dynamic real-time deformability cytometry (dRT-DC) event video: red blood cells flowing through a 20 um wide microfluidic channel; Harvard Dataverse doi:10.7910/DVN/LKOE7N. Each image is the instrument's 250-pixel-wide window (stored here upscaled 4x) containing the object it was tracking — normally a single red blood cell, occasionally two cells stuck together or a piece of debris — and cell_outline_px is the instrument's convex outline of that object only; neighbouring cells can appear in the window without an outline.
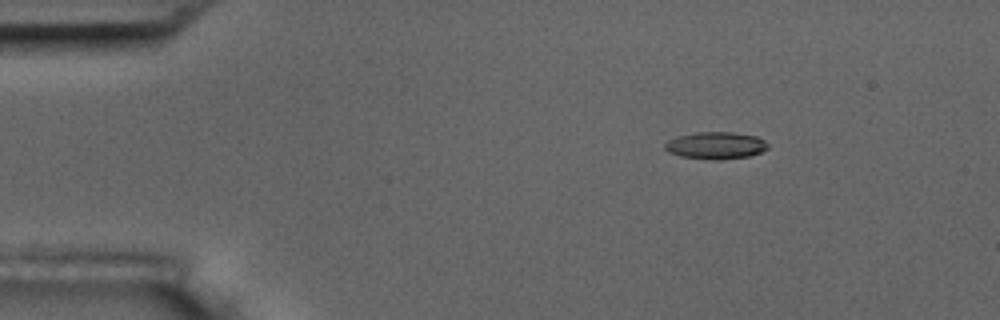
{"species": "common noctule bat (a hibernating species)", "species_latin": "Nyctalus noctula", "temperature_condition": "room temperature", "stored_images_in_passage": 5, "camera_frame_rate_fps": 3000, "um_per_image_px": 0.085, "animal": {"sex": "male", "body_mass_g": 17.5, "forearm_length_mm": 52.3}, "frame": {"image": 1, "passage_image": 3, "time_ms": 2.0, "image_size_px": [1000, 320], "cell_outline_px": [[768, 148], [760, 152], [748, 156], [720, 160], [712, 160], [680, 156], [668, 152], [664, 148], [664, 144], [668, 140], [676, 136], [696, 132], [732, 132], [756, 136], [764, 140], [768, 144]], "centroid_in_image_um": [60.81, 12.36], "position_along_channel_um": 24.2, "area_um2": 16.36}}